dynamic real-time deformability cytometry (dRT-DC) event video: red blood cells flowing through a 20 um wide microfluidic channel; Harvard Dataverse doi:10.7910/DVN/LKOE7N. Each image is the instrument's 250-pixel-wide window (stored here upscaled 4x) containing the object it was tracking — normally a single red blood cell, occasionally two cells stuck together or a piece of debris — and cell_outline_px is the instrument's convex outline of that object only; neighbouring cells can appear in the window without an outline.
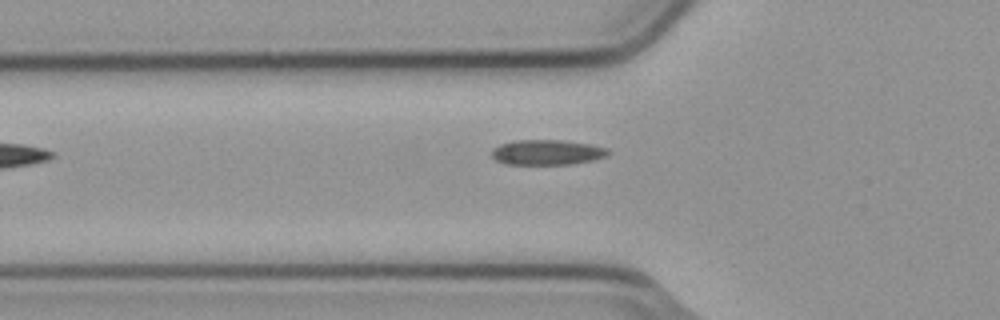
{"species": "common noctule bat (a hibernating species)", "species_latin": "Nyctalus noctula", "temperature_condition": "cold", "stored_images_in_passage": 6, "camera_frame_rate_fps": 3000, "um_per_image_px": 0.085, "animal": {"sex": "male", "body_mass_g": 23.1, "forearm_length_mm": 52.7}, "frame": {"image": 1, "passage_image": 5, "time_ms": 1.333, "image_size_px": [1000, 320], "cell_outline_px": [[612, 152], [608, 156], [592, 160], [568, 164], [504, 164], [496, 160], [492, 156], [492, 148], [500, 144], [516, 140], [560, 140], [592, 144], [608, 148]], "centroid_in_image_um": [46.53, 12.94], "position_along_channel_um": 79.3, "area_um2": 17.17}}
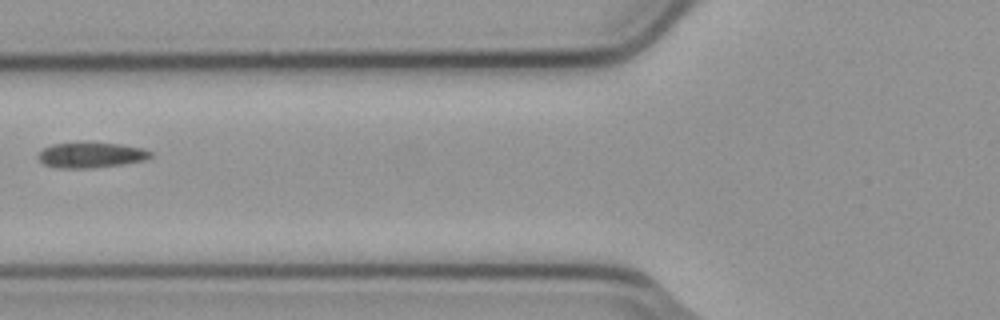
{"frame": {"image": 2, "passage_image": 6, "time_ms": 1.667, "image_size_px": [1000, 320], "cell_outline_px": [[152, 156], [144, 160], [120, 164], [92, 168], [56, 168], [44, 164], [40, 160], [40, 152], [44, 148], [52, 144], [84, 140], [120, 144], [144, 148], [152, 152]], "centroid_in_image_um": [7.74, 13.14], "position_along_channel_um": 118.1, "area_um2": 17.05}}